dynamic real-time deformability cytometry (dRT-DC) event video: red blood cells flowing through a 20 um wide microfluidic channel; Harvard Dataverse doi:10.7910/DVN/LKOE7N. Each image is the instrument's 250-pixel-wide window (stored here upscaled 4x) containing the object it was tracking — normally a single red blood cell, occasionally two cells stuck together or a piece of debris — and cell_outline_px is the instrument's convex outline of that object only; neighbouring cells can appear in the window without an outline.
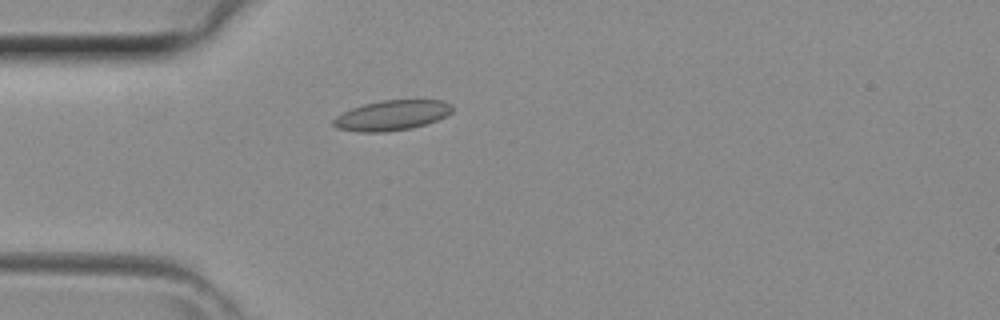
{"species": "common noctule bat (a hibernating species)", "species_latin": "Nyctalus noctula", "temperature_condition": "room temperature", "stored_images_in_passage": 43, "camera_frame_rate_fps": 3000, "um_per_image_px": 0.085, "animal": {"sex": "female", "body_mass_g": 29.2, "forearm_length_mm": 56.3}, "frame": {"image": 1, "passage_image": 12, "time_ms": 3.667, "image_size_px": [1000, 320], "cell_outline_px": [[452, 112], [436, 120], [412, 128], [384, 132], [356, 132], [336, 128], [332, 124], [332, 120], [336, 116], [352, 108], [364, 104], [380, 100], [444, 100], [452, 104]], "centroid_in_image_um": [33.28, 9.8], "position_along_channel_um": 51.7, "area_um2": 20.87}}
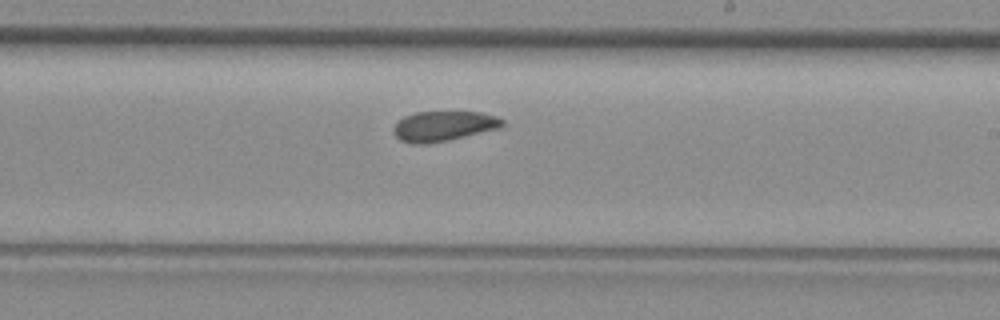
{"frame": {"image": 2, "passage_image": 25, "time_ms": 8.0, "image_size_px": [1000, 320], "cell_outline_px": [[504, 124], [496, 128], [448, 140], [424, 144], [416, 144], [400, 140], [392, 132], [392, 128], [404, 116], [416, 112], [480, 112], [496, 116], [504, 120]], "centroid_in_image_um": [37.65, 10.71], "position_along_channel_um": 251.3, "area_um2": 18.73}}
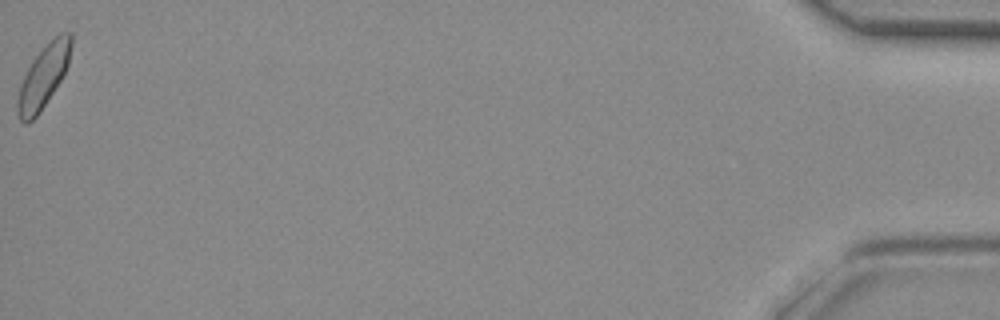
{"frame": {"image": 3, "passage_image": 43, "time_ms": 14.0, "image_size_px": [1000, 320], "cell_outline_px": [[72, 44], [68, 64], [60, 80], [40, 112], [28, 124], [24, 124], [20, 120], [16, 112], [16, 100], [20, 84], [32, 60], [60, 32], [72, 32]], "centroid_in_image_um": [3.67, 6.55], "position_along_channel_um": 431.5, "area_um2": 19.31}}